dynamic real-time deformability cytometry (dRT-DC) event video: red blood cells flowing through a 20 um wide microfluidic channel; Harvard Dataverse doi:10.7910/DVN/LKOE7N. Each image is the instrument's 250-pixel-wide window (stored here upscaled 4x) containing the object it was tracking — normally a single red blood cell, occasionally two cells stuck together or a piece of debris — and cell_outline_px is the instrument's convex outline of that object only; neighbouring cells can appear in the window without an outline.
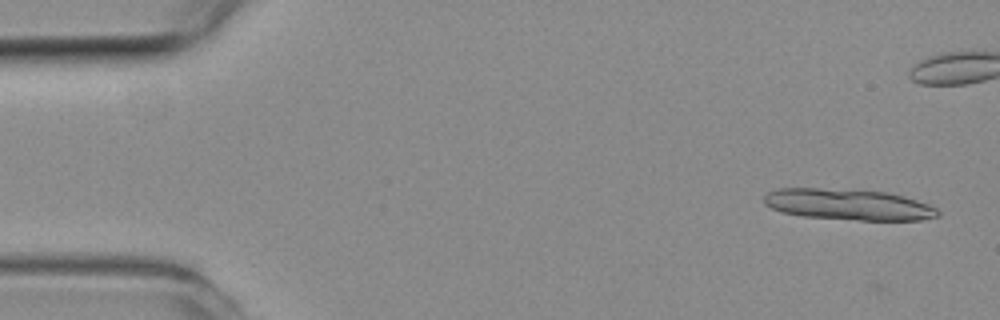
{"species": "common noctule bat (a hibernating species)", "species_latin": "Nyctalus noctula", "temperature_condition": "room temperature", "stored_images_in_passage": 5, "camera_frame_rate_fps": 3000, "um_per_image_px": 0.085, "animal": {"sex": "female", "body_mass_g": 19.3, "forearm_length_mm": 54.1}, "frame": {"image": 1, "passage_image": 3, "time_ms": 0.667, "image_size_px": [1000, 320], "cell_outline_px": [[940, 216], [920, 220], [860, 220], [804, 216], [784, 212], [772, 208], [764, 204], [764, 196], [768, 192], [776, 188], [820, 188], [888, 192], [904, 196], [928, 204], [936, 208], [940, 212]], "centroid_in_image_um": [72.12, 17.38], "position_along_channel_um": 12.9, "area_um2": 31.33}}